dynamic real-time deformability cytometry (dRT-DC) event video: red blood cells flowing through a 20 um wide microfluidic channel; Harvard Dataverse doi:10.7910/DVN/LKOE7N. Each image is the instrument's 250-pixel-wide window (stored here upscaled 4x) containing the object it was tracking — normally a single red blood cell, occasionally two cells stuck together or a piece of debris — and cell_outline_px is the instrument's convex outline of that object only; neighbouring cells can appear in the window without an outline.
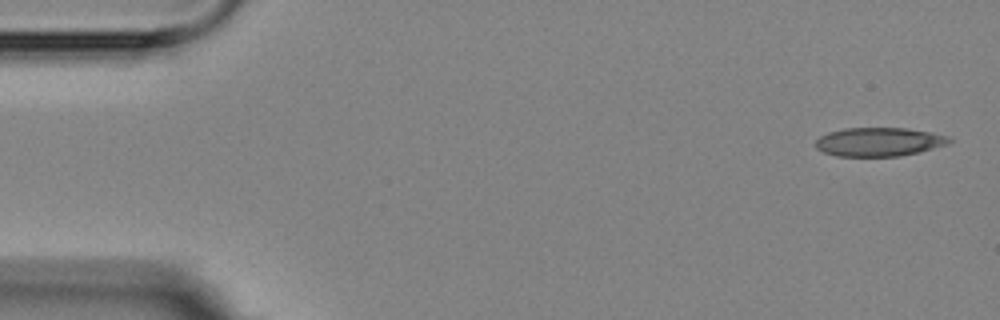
{"species": "Egyptian fruit bat (a non-hibernating species)", "species_latin": "Rousettus aegyptiacus", "temperature_condition": "room temperature", "stored_images_in_passage": 4, "camera_frame_rate_fps": 3000, "um_per_image_px": 0.085, "animal": {"sex": "female"}, "frame": {"image": 1, "passage_image": 1, "time_ms": 0.0, "image_size_px": [1000, 320], "cell_outline_px": [[952, 140], [944, 144], [920, 152], [900, 156], [836, 156], [824, 152], [816, 148], [816, 140], [820, 136], [828, 132], [844, 128], [908, 128], [948, 136]], "centroid_in_image_um": [74.67, 12.06], "position_along_channel_um": 10.3, "area_um2": 22.2}}